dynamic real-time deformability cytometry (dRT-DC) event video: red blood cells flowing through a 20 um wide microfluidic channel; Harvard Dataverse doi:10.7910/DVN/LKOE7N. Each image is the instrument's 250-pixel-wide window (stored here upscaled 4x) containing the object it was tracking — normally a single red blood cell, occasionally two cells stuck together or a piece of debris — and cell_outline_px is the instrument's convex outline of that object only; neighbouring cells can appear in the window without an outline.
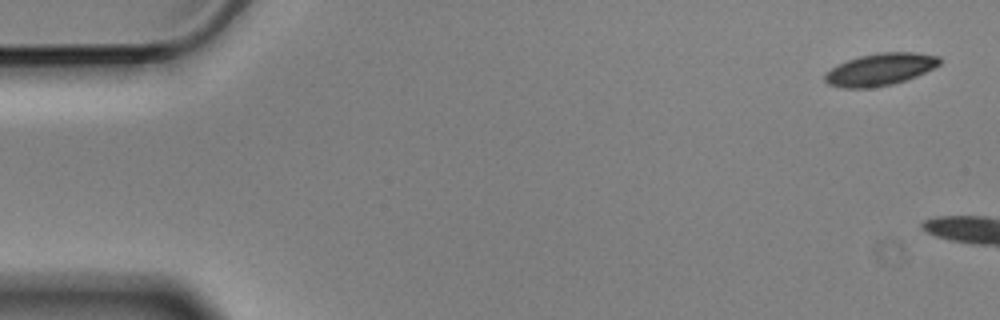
{"species": "Egyptian fruit bat (a non-hibernating species)", "species_latin": "Rousettus aegyptiacus", "temperature_condition": "cold", "stored_images_in_passage": 2, "camera_frame_rate_fps": 3000, "um_per_image_px": 0.085, "animal": {"sex": "male"}, "frame": {"image": 1, "passage_image": 1, "time_ms": 0.0, "image_size_px": [1000, 320], "cell_outline_px": [[940, 64], [916, 76], [892, 84], [868, 88], [844, 88], [828, 84], [824, 80], [824, 76], [832, 68], [848, 60], [860, 56], [876, 52], [916, 52], [940, 56]], "centroid_in_image_um": [74.82, 5.89], "position_along_channel_um": 10.2, "area_um2": 21.27}}